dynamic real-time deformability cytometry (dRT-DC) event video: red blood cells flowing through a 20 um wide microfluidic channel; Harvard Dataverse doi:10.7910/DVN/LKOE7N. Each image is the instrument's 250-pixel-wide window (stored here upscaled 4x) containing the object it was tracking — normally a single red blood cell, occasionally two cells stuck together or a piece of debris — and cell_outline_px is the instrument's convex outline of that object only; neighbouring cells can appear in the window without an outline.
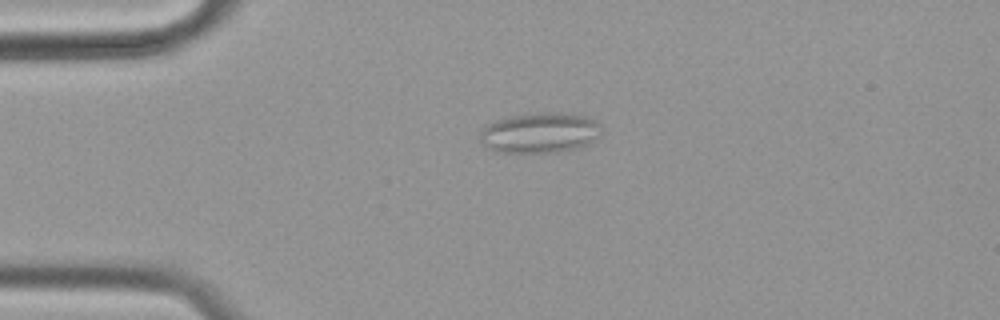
{"species": "common noctule bat (a hibernating species)", "species_latin": "Nyctalus noctula", "temperature_condition": "cold", "stored_images_in_passage": 45, "camera_frame_rate_fps": 3000, "um_per_image_px": 0.085, "animal": {"sex": "female", "body_mass_g": 19.9}, "frame": {"image": 1, "passage_image": 1, "time_ms": 0.0, "image_size_px": [1000, 320], "cell_outline_px": [[600, 136], [588, 144], [580, 148], [560, 152], [496, 152], [488, 148], [480, 140], [480, 132], [488, 124], [496, 120], [512, 116], [544, 112], [560, 112], [584, 116], [596, 120], [600, 124]], "centroid_in_image_um": [45.92, 11.29], "position_along_channel_um": 39.1, "area_um2": 28.61}}
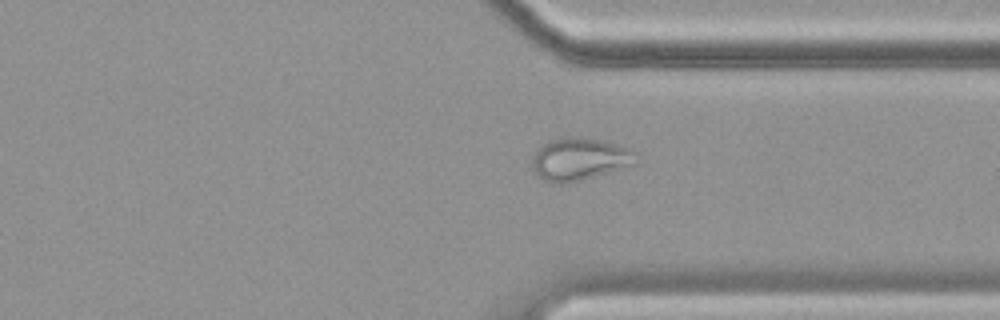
{"frame": {"image": 2, "passage_image": 31, "time_ms": 10.0, "image_size_px": [1000, 320], "cell_outline_px": [[640, 156], [636, 164], [580, 180], [560, 184], [552, 184], [544, 180], [532, 168], [532, 160], [536, 152], [544, 144], [552, 140], [564, 136], [580, 136], [600, 140], [616, 144], [628, 148], [636, 152]], "centroid_in_image_um": [49.3, 13.51], "position_along_channel_um": 362.1, "area_um2": 25.66}}
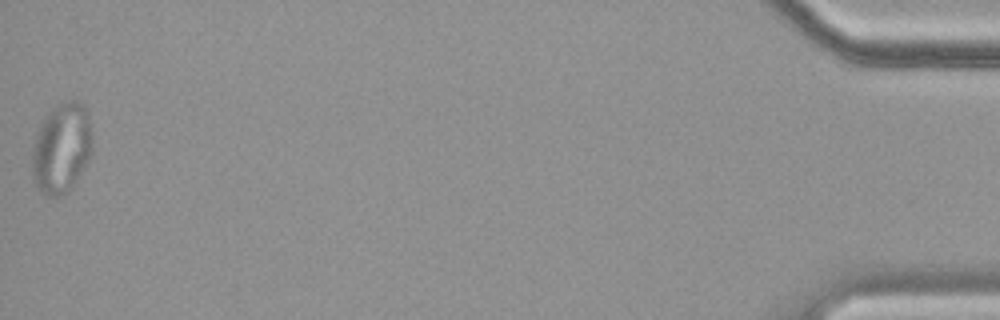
{"frame": {"image": 3, "passage_image": 45, "time_ms": 14.667, "image_size_px": [1000, 320], "cell_outline_px": [[92, 152], [88, 160], [68, 192], [60, 196], [44, 196], [40, 192], [32, 176], [32, 152], [36, 132], [44, 116], [56, 104], [68, 100], [80, 100], [88, 108], [92, 132]], "centroid_in_image_um": [5.24, 12.54], "position_along_channel_um": 430.0, "area_um2": 32.25}, "authors_computed_cell_mechanics": {"area_um2": 22.9466, "velocity_mm_per_s": 3.5014, "shape_relaxation_time_tau1_ms": null, "shape_relaxation_time_tau2_ms": 1.2812, "deformation_change_tau1": null, "deformation_change_tau2": 0.0782}}